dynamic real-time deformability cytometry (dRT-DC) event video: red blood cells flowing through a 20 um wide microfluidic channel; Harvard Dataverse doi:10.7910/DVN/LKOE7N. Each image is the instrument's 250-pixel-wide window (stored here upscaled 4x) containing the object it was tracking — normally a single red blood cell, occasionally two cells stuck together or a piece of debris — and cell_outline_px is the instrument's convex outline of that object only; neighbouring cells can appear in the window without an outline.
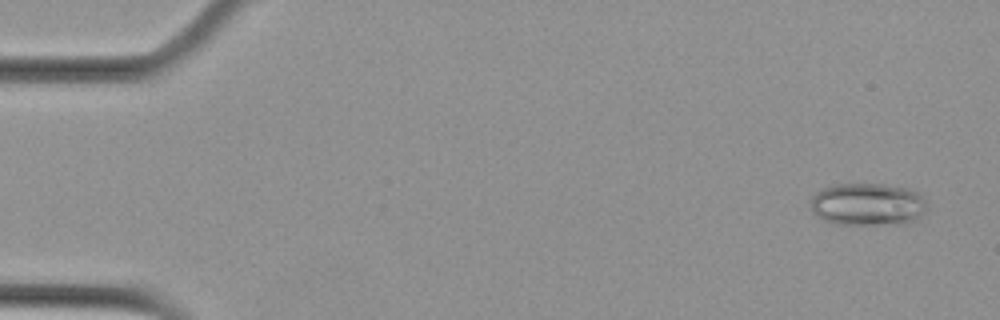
{"species": "Egyptian fruit bat (a non-hibernating species)", "species_latin": "Rousettus aegyptiacus", "temperature_condition": "cold", "stored_images_in_passage": 57, "camera_frame_rate_fps": 3000, "um_per_image_px": 0.085, "animal": {"sex": "female"}, "frame": {"image": 1, "passage_image": 3, "time_ms": 0.667, "image_size_px": [1000, 320], "cell_outline_px": [[928, 208], [916, 220], [908, 224], [836, 224], [820, 220], [812, 212], [812, 196], [816, 192], [832, 184], [884, 184], [904, 188], [920, 192]], "centroid_in_image_um": [73.76, 17.38], "position_along_channel_um": 11.2, "area_um2": 29.19}}
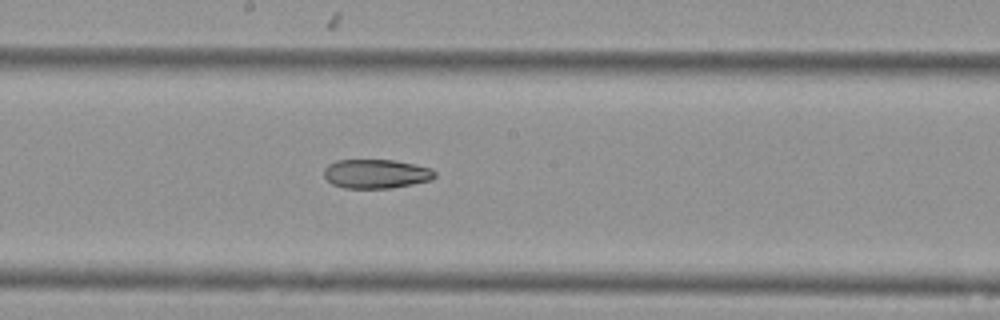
{"frame": {"image": 2, "passage_image": 31, "time_ms": 10.0, "image_size_px": [1000, 320], "cell_outline_px": [[436, 176], [432, 180], [392, 188], [344, 188], [332, 184], [324, 176], [324, 168], [328, 164], [336, 160], [392, 160], [432, 168], [436, 172]], "centroid_in_image_um": [31.97, 14.78], "position_along_channel_um": 216.2, "area_um2": 18.84}}
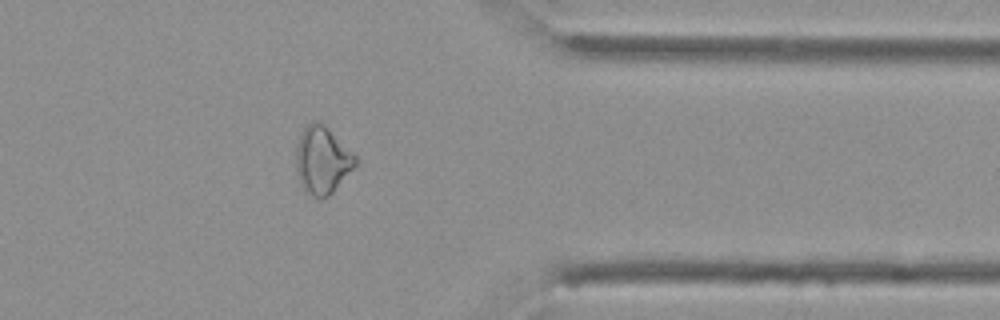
{"frame": {"image": 3, "passage_image": 46, "time_ms": 15.0, "image_size_px": [1000, 320], "cell_outline_px": [[356, 164], [332, 192], [328, 196], [312, 196], [304, 192], [300, 184], [296, 168], [296, 148], [300, 136], [304, 128], [312, 120], [320, 120], [356, 156]], "centroid_in_image_um": [27.36, 13.59], "position_along_channel_um": 384.0, "area_um2": 22.95}, "authors_computed_cell_mechanics": {"area_um2": 23.8714, "velocity_mm_per_s": 3.5879, "shape_relaxation_time_tau1_ms": null, "shape_relaxation_time_tau2_ms": 9.5077, "deformation_change_tau1": null, "deformation_change_tau2": 0.1665}}